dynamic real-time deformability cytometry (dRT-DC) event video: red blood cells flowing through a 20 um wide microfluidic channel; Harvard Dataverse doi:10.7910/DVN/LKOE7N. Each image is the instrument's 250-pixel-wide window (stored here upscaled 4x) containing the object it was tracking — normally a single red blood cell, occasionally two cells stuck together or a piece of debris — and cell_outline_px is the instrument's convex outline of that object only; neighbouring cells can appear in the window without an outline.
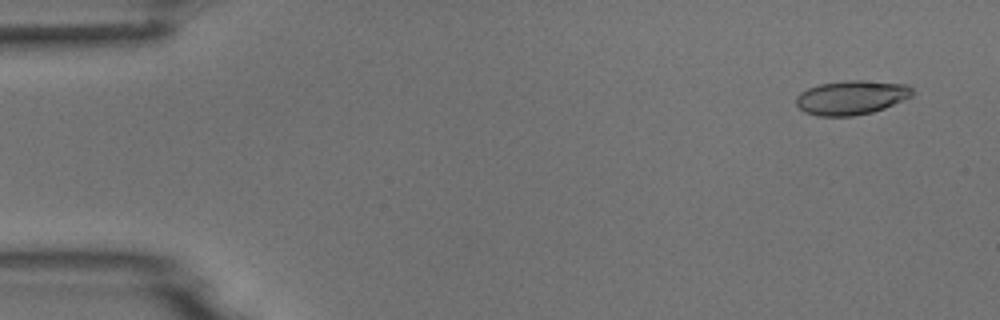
{"species": "common noctule bat (a hibernating species)", "species_latin": "Nyctalus noctula", "temperature_condition": "room temperature", "stored_images_in_passage": 4, "camera_frame_rate_fps": 3000, "um_per_image_px": 0.085, "animal": {"sex": "male", "body_mass_g": 18.8}, "frame": {"image": 1, "passage_image": 1, "time_ms": 0.0, "image_size_px": [1000, 320], "cell_outline_px": [[912, 96], [884, 108], [872, 112], [852, 116], [816, 116], [804, 112], [796, 104], [796, 96], [800, 92], [808, 88], [820, 84], [844, 80], [864, 80], [908, 84], [912, 88]], "centroid_in_image_um": [72.35, 8.28], "position_along_channel_um": 12.7, "area_um2": 23.24}}
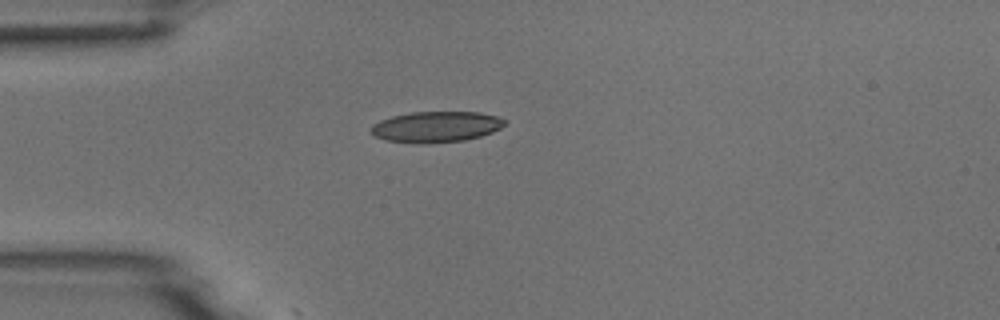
{"frame": {"image": 2, "passage_image": 4, "time_ms": 1.0, "image_size_px": [1000, 320], "cell_outline_px": [[508, 120], [500, 128], [492, 132], [480, 136], [464, 140], [428, 144], [420, 144], [384, 140], [376, 136], [372, 132], [372, 124], [380, 120], [392, 116], [412, 112], [480, 112], [496, 116]], "centroid_in_image_um": [37.07, 10.78], "position_along_channel_um": 47.9, "area_um2": 24.1}}